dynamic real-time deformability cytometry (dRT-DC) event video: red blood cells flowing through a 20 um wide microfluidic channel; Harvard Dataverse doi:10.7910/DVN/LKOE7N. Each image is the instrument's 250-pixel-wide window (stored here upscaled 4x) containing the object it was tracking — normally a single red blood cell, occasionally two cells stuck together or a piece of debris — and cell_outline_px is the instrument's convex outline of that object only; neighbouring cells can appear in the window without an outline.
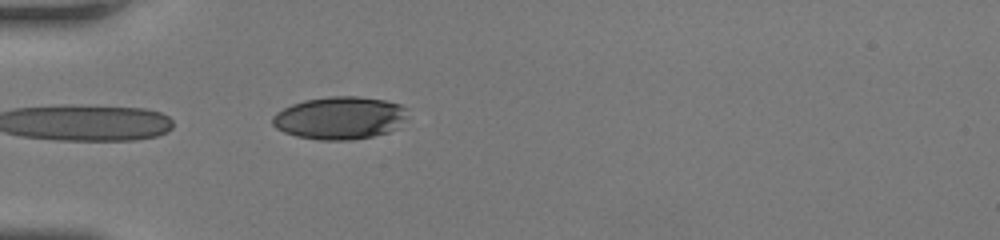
{"species": "human", "species_latin": "Homo sapiens", "temperature_condition": "room temperature", "stored_images_in_passage": 22, "camera_frame_rate_fps": 3000, "um_per_image_px": 0.085, "donor": {"sex": "female"}, "frame": {"image": 1, "passage_image": 1, "time_ms": 0.0, "image_size_px": [1000, 240], "cell_outline_px": [[408, 108], [400, 128], [388, 132], [372, 136], [352, 140], [320, 140], [296, 136], [284, 132], [276, 128], [272, 124], [272, 116], [276, 112], [292, 104], [304, 100], [328, 96], [356, 96], [384, 100], [400, 104]], "centroid_in_image_um": [28.88, 10.02], "position_along_channel_um": 56.1, "area_um2": 33.81}}
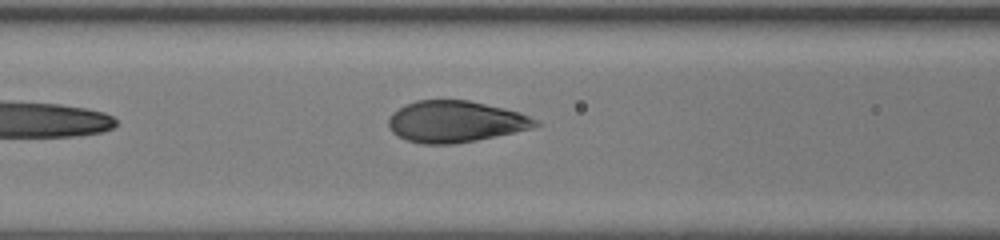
{"frame": {"image": 2, "passage_image": 7, "time_ms": 2.0, "image_size_px": [1000, 240], "cell_outline_px": [[544, 124], [532, 128], [496, 136], [476, 140], [452, 144], [420, 144], [404, 140], [396, 136], [388, 128], [388, 116], [392, 112], [404, 104], [416, 100], [468, 100], [504, 108], [520, 112], [540, 120]], "centroid_in_image_um": [38.69, 10.34], "position_along_channel_um": 127.9, "area_um2": 36.01}}